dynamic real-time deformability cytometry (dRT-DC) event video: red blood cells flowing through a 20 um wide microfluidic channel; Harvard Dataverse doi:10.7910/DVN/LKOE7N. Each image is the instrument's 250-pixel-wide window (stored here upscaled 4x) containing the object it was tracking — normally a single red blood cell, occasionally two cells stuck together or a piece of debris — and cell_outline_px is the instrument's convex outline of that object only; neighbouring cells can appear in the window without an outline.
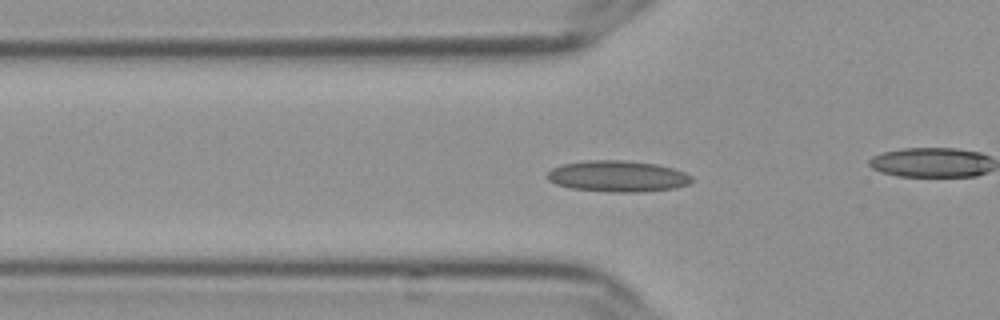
{"species": "Egyptian fruit bat (a non-hibernating species)", "species_latin": "Rousettus aegyptiacus", "temperature_condition": "cold", "stored_images_in_passage": 57, "camera_frame_rate_fps": 3000, "um_per_image_px": 0.085, "frame": {"image": 1, "passage_image": 19, "time_ms": 6.0, "image_size_px": [1000, 320], "cell_outline_px": [[692, 180], [688, 184], [676, 188], [644, 192], [612, 192], [572, 188], [556, 184], [548, 180], [544, 176], [552, 168], [564, 164], [588, 160], [624, 160], [656, 164], [672, 168], [684, 172], [692, 176]], "centroid_in_image_um": [52.5, 14.98], "position_along_channel_um": 73.3, "area_um2": 26.3}}
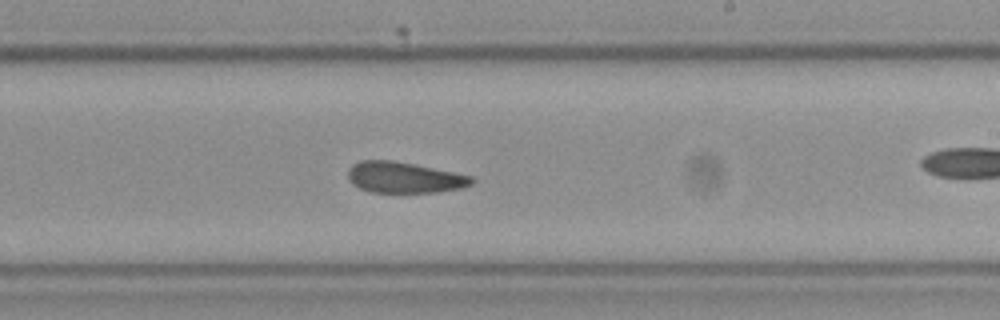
{"frame": {"image": 2, "passage_image": 34, "time_ms": 11.0, "image_size_px": [1000, 320], "cell_outline_px": [[476, 180], [472, 184], [464, 188], [440, 192], [372, 192], [360, 188], [352, 184], [348, 180], [348, 168], [352, 164], [360, 160], [392, 160], [472, 176]], "centroid_in_image_um": [34.35, 15.09], "position_along_channel_um": 254.6, "area_um2": 22.37}}
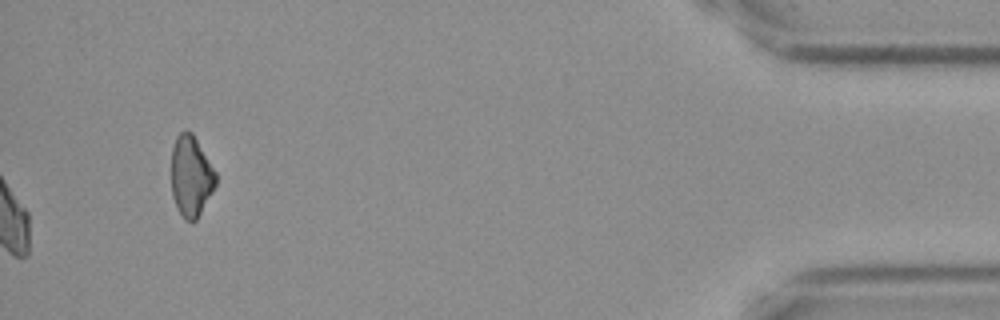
{"frame": {"image": 3, "passage_image": 57, "time_ms": 18.667, "image_size_px": [1000, 320], "cell_outline_px": [[216, 184], [212, 192], [196, 220], [192, 224], [184, 220], [176, 208], [172, 196], [172, 148], [176, 136], [180, 132], [192, 132], [216, 172]], "centroid_in_image_um": [16.22, 15.02], "position_along_channel_um": 419.0, "area_um2": 20.92}, "authors_computed_cell_mechanics": {"area_um2": 23.409, "velocity_mm_per_s": 3.6157, "shape_relaxation_time_tau1_ms": 11.132, "shape_relaxation_time_tau2_ms": 3.2184, "deformation_change_tau1": 0.1782, "deformation_change_tau2": 0.0835}}